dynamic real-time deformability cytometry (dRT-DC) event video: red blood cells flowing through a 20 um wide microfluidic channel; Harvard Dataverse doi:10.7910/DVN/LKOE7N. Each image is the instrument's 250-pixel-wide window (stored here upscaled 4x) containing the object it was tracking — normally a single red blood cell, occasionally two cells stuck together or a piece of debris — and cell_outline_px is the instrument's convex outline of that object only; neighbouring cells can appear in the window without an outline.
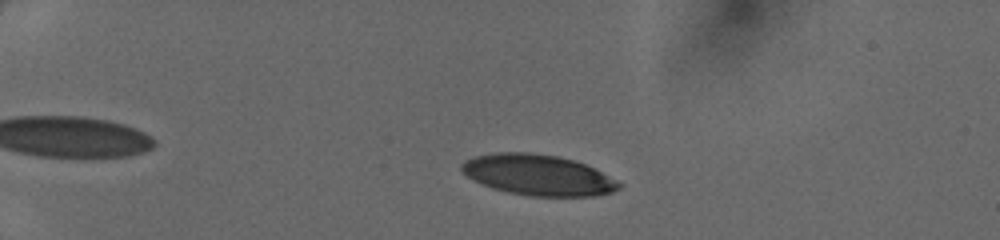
{"species": "human", "species_latin": "Homo sapiens", "temperature_condition": "cold", "stored_images_in_passage": 46, "camera_frame_rate_fps": 3000, "um_per_image_px": 0.085, "donor": {"sex": "female"}, "frame": {"image": 1, "passage_image": 10, "time_ms": 3.0, "image_size_px": [1000, 240], "cell_outline_px": [[624, 184], [620, 188], [612, 192], [596, 196], [528, 196], [508, 192], [492, 188], [472, 180], [460, 172], [460, 164], [464, 160], [472, 156], [496, 152], [528, 152], [556, 156], [572, 160], [584, 164]], "centroid_in_image_um": [45.66, 14.87], "position_along_channel_um": 39.3, "area_um2": 37.51}}
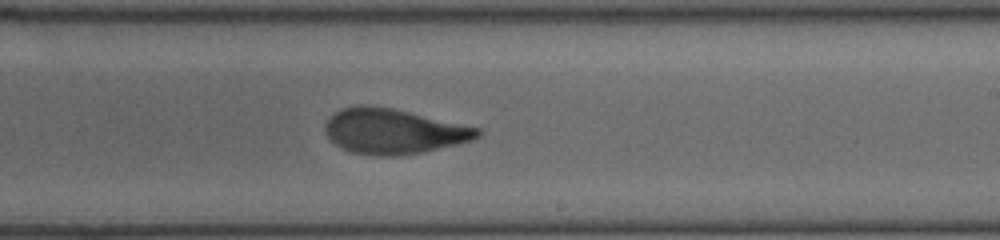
{"frame": {"image": 2, "passage_image": 30, "time_ms": 9.667, "image_size_px": [1000, 240], "cell_outline_px": [[480, 136], [472, 140], [424, 152], [400, 156], [376, 156], [352, 152], [336, 144], [324, 132], [324, 124], [328, 116], [340, 108], [356, 104], [372, 104], [392, 108], [480, 128]], "centroid_in_image_um": [33.39, 11.14], "position_along_channel_um": 255.6, "area_um2": 40.34}}
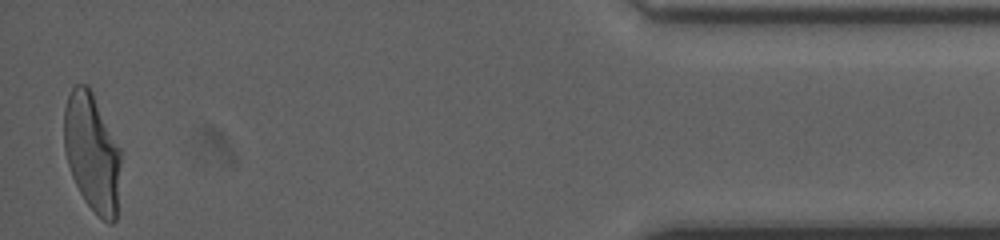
{"frame": {"image": 3, "passage_image": 46, "time_ms": 15.0, "image_size_px": [1000, 240], "cell_outline_px": [[120, 164], [116, 220], [112, 224], [108, 224], [84, 200], [72, 176], [68, 164], [64, 148], [64, 108], [68, 96], [72, 88], [76, 84], [88, 84], [120, 148]], "centroid_in_image_um": [7.81, 12.95], "position_along_channel_um": 427.4, "area_um2": 38.73}}